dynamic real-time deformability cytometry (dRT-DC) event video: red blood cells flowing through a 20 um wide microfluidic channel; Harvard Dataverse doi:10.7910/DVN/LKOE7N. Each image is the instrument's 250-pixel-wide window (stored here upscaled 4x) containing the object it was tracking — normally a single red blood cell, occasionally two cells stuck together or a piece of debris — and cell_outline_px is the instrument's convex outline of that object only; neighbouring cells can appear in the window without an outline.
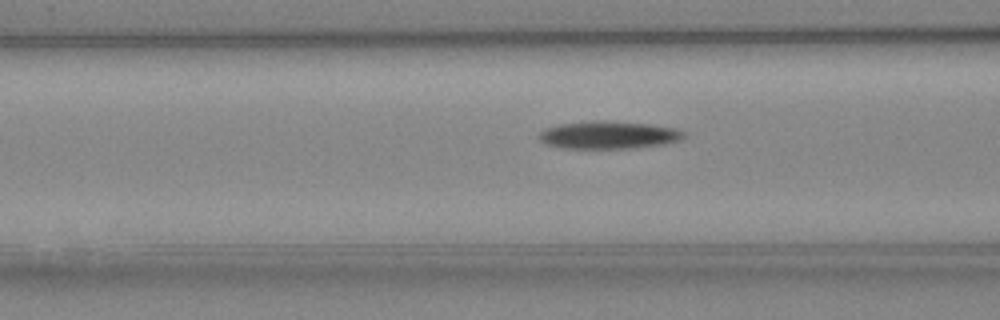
{"species": "Egyptian fruit bat (a non-hibernating species)", "species_latin": "Rousettus aegyptiacus", "temperature_condition": "cold", "stored_images_in_passage": 13, "camera_frame_rate_fps": 3000, "um_per_image_px": 0.085, "animal": {"sex": "female"}, "frame": {"image": 1, "passage_image": 8, "time_ms": 2.333, "image_size_px": [1000, 320], "cell_outline_px": [[684, 136], [680, 140], [664, 144], [628, 148], [564, 148], [548, 144], [540, 140], [540, 132], [544, 128], [560, 124], [592, 120], [604, 120], [652, 124], [676, 128], [684, 132]], "centroid_in_image_um": [51.74, 11.46], "position_along_channel_um": 114.9, "area_um2": 23.29}}
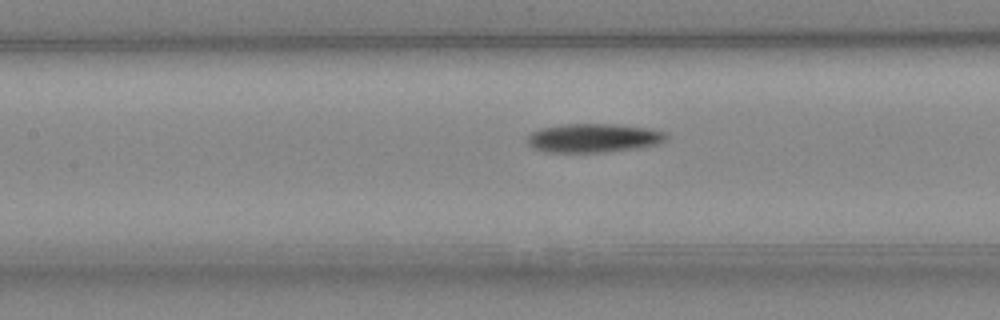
{"frame": {"image": 2, "passage_image": 11, "time_ms": 3.333, "image_size_px": [1000, 320], "cell_outline_px": [[668, 136], [664, 140], [656, 144], [636, 148], [604, 152], [544, 152], [532, 148], [528, 144], [528, 136], [532, 132], [540, 128], [560, 124], [612, 124], [648, 128], [664, 132]], "centroid_in_image_um": [50.39, 11.73], "position_along_channel_um": 157.0, "area_um2": 23.24}}